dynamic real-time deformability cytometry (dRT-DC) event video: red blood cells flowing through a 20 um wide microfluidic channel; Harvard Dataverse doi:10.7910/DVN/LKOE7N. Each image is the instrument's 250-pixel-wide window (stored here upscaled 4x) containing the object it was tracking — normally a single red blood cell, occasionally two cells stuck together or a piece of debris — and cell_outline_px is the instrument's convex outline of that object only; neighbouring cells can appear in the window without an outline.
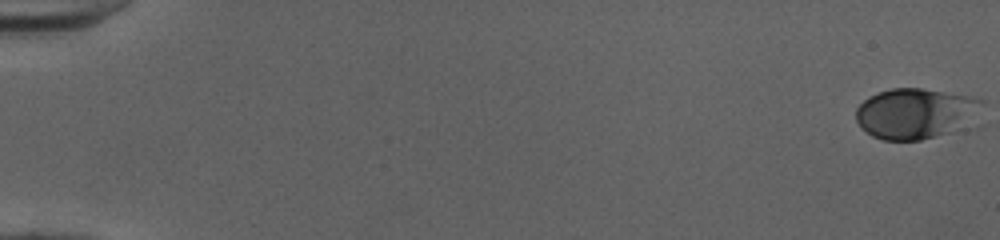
{"species": "human", "species_latin": "Homo sapiens", "temperature_condition": "cold", "stored_images_in_passage": 52, "camera_frame_rate_fps": 3000, "um_per_image_px": 0.085, "donor": {"sex": "female"}, "frame": {"image": 1, "passage_image": 1, "time_ms": 0.0, "image_size_px": [1000, 240], "cell_outline_px": [[984, 104], [960, 128], [952, 132], [920, 140], [884, 140], [872, 136], [860, 128], [856, 120], [856, 108], [868, 96], [892, 88], [920, 88], [972, 96], [984, 100]], "centroid_in_image_um": [77.76, 9.64], "position_along_channel_um": 7.2, "area_um2": 36.82}}
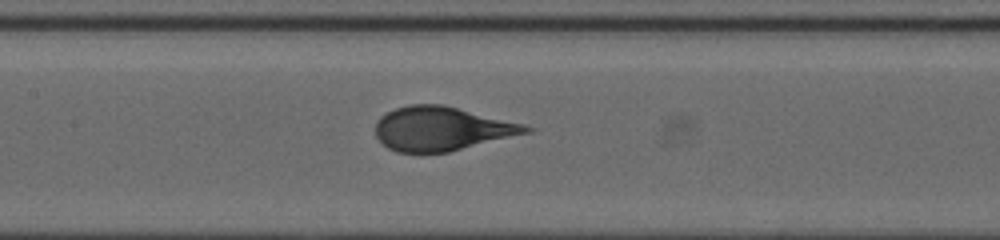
{"frame": {"image": 2, "passage_image": 27, "time_ms": 8.667, "image_size_px": [1000, 240], "cell_outline_px": [[536, 128], [532, 132], [448, 152], [396, 152], [388, 148], [376, 136], [376, 120], [380, 116], [396, 108], [408, 104], [444, 104], [524, 124]], "centroid_in_image_um": [37.56, 10.93], "position_along_channel_um": 169.8, "area_um2": 38.61}}
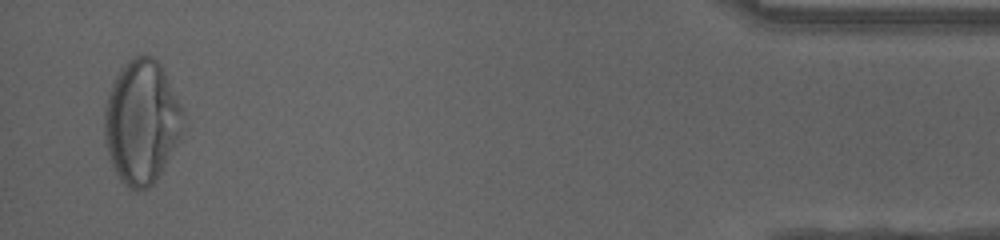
{"frame": {"image": 3, "passage_image": 51, "time_ms": 16.667, "image_size_px": [1000, 240], "cell_outline_px": [[184, 116], [180, 136], [156, 180], [148, 188], [136, 192], [128, 188], [120, 180], [108, 156], [104, 136], [104, 108], [108, 92], [120, 68], [132, 56], [144, 52], [152, 56], [160, 64], [184, 112]], "centroid_in_image_um": [12.0, 10.34], "position_along_channel_um": 423.2, "area_um2": 56.82}}